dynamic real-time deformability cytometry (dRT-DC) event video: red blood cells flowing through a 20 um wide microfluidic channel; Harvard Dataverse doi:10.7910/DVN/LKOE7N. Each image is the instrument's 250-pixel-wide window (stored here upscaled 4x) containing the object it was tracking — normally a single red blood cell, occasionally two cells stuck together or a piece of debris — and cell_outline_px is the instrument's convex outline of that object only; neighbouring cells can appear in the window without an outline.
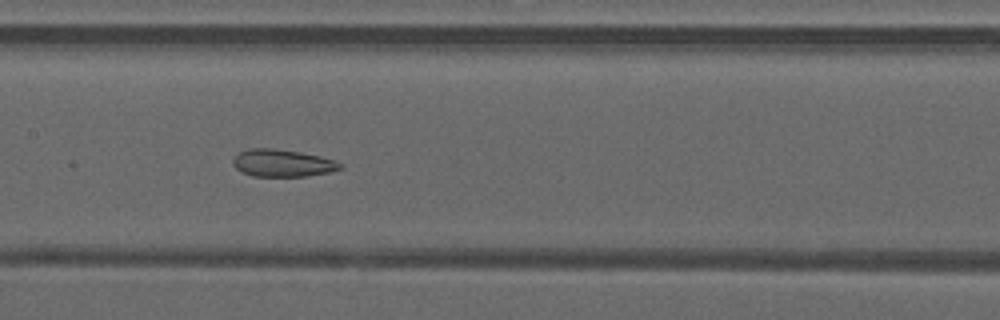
{"species": "common noctule bat (a hibernating species)", "species_latin": "Nyctalus noctula", "temperature_condition": "warm", "stored_images_in_passage": 49, "camera_frame_rate_fps": 3000, "um_per_image_px": 0.085, "animal": {"sex": "male", "forearm_length_mm": 52.5}, "frame": {"image": 1, "passage_image": 25, "time_ms": 8.0, "image_size_px": [1000, 320], "cell_outline_px": [[344, 168], [328, 172], [304, 176], [252, 176], [236, 168], [232, 164], [232, 160], [240, 152], [248, 148], [272, 148], [300, 152], [320, 156], [344, 164]], "centroid_in_image_um": [24.01, 13.85], "position_along_channel_um": 183.4, "area_um2": 16.94}}
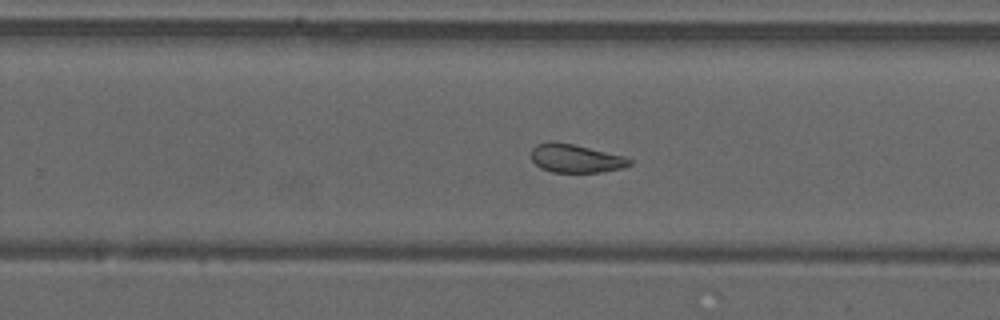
{"frame": {"image": 2, "passage_image": 32, "time_ms": 10.333, "image_size_px": [1000, 320], "cell_outline_px": [[632, 164], [624, 168], [600, 172], [552, 172], [540, 168], [532, 160], [532, 148], [536, 144], [552, 140], [572, 144], [624, 156], [632, 160]], "centroid_in_image_um": [48.92, 13.46], "position_along_channel_um": 280.9, "area_um2": 16.3}}
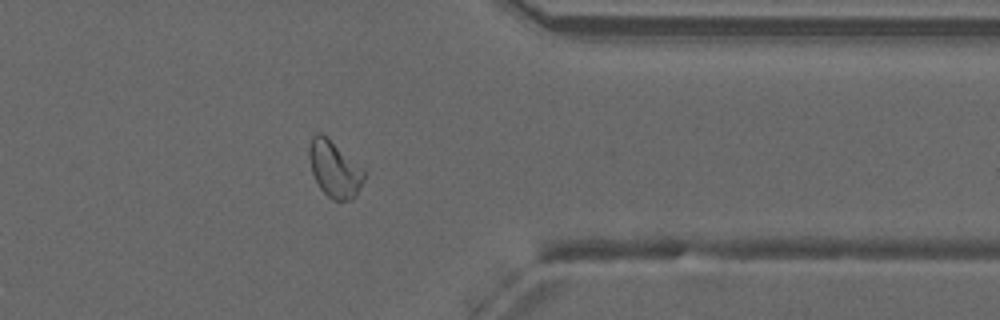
{"frame": {"image": 3, "passage_image": 40, "time_ms": 13.0, "image_size_px": [1000, 320], "cell_outline_px": [[368, 172], [356, 196], [352, 200], [332, 200], [320, 188], [312, 172], [308, 156], [308, 148], [312, 136], [316, 132], [320, 132]], "centroid_in_image_um": [28.44, 14.39], "position_along_channel_um": 383.0, "area_um2": 18.03}, "authors_computed_cell_mechanics": {"area_um2": 19.9988, "velocity_mm_per_s": 4.1963, "shape_relaxation_time_tau1_ms": null, "shape_relaxation_time_tau2_ms": 2.7661, "deformation_change_tau1": null, "deformation_change_tau2": 0.0786}}